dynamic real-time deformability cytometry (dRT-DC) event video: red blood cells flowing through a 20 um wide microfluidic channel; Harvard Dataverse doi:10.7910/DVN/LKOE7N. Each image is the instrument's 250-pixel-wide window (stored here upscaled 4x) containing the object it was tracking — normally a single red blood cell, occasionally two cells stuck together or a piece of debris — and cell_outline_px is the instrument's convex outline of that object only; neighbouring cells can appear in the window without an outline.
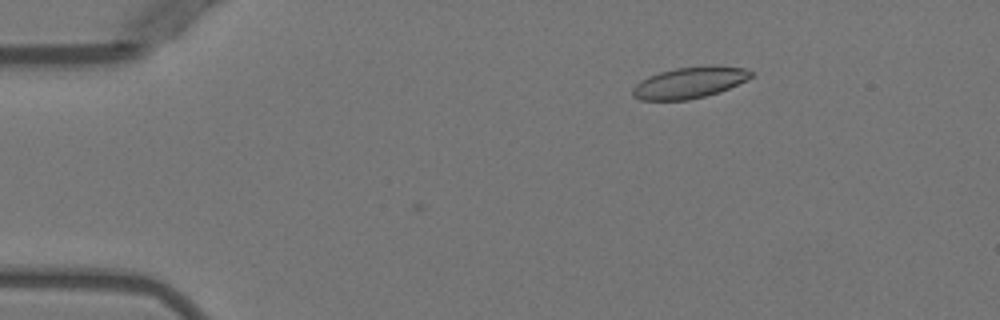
{"species": "Egyptian fruit bat (a non-hibernating species)", "species_latin": "Rousettus aegyptiacus", "temperature_condition": "warm", "stored_images_in_passage": 2, "camera_frame_rate_fps": 3000, "um_per_image_px": 0.085, "animal": {"sex": "female"}, "frame": {"image": 1, "passage_image": 2, "time_ms": 1.333, "image_size_px": [1000, 320], "cell_outline_px": [[752, 76], [720, 92], [688, 100], [640, 100], [632, 96], [632, 88], [640, 80], [648, 76], [660, 72], [676, 68], [744, 68], [752, 72]], "centroid_in_image_um": [58.48, 7.07], "position_along_channel_um": 26.5, "area_um2": 20.63}}